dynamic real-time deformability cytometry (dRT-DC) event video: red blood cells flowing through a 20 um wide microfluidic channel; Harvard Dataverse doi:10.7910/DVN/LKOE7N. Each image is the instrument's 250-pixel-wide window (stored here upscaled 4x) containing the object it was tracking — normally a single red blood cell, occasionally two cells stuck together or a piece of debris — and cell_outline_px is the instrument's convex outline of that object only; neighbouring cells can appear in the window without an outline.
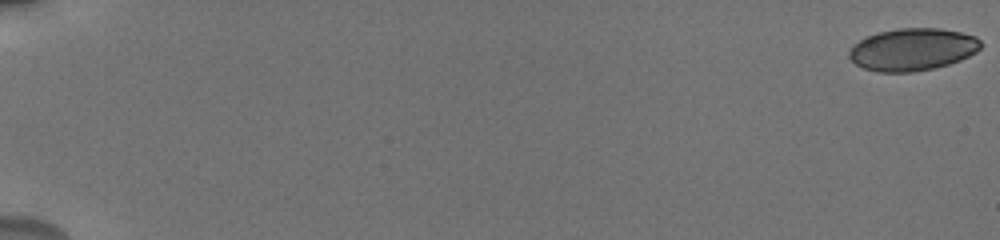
{"species": "human", "species_latin": "Homo sapiens", "temperature_condition": "cold", "stored_images_in_passage": 8, "camera_frame_rate_fps": 3000, "um_per_image_px": 0.085, "donor": {"sex": "male"}, "frame": {"image": 1, "passage_image": 1, "time_ms": 0.0, "image_size_px": [1000, 240], "cell_outline_px": [[980, 48], [976, 52], [960, 60], [948, 64], [932, 68], [912, 72], [880, 72], [864, 68], [856, 64], [848, 56], [848, 52], [852, 44], [868, 36], [880, 32], [900, 28], [940, 28], [960, 32], [976, 36], [980, 40]], "centroid_in_image_um": [77.55, 4.2], "position_along_channel_um": 7.4, "area_um2": 32.31}}